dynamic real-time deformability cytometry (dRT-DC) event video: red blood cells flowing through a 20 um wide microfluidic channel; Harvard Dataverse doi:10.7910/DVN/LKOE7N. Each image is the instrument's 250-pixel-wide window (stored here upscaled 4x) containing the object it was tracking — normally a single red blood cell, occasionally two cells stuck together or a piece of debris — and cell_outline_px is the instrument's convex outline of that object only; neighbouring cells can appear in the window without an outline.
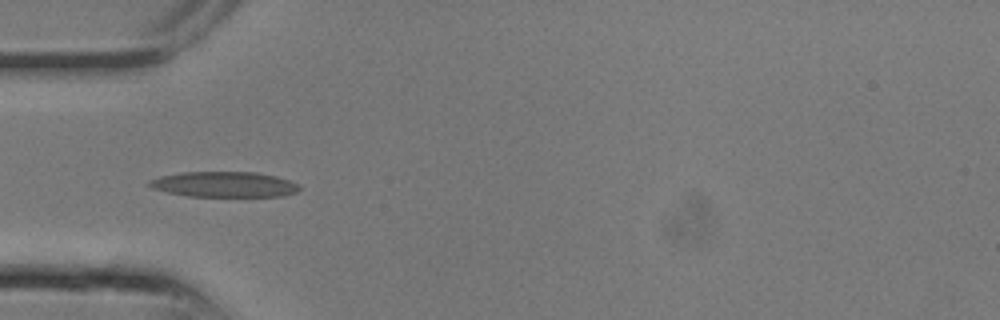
{"species": "common noctule bat (a hibernating species)", "species_latin": "Nyctalus noctula", "temperature_condition": "room temperature", "stored_images_in_passage": 9, "camera_frame_rate_fps": 3000, "um_per_image_px": 0.085, "animal": {"sex": "male", "body_mass_g": 13.3}, "frame": {"image": 1, "passage_image": 8, "time_ms": 2.333, "image_size_px": [1000, 320], "cell_outline_px": [[300, 188], [296, 192], [280, 196], [188, 196], [168, 192], [152, 188], [148, 184], [148, 180], [160, 176], [184, 172], [256, 172], [276, 176], [300, 184]], "centroid_in_image_um": [19.06, 15.67], "position_along_channel_um": 65.9, "area_um2": 22.14}}